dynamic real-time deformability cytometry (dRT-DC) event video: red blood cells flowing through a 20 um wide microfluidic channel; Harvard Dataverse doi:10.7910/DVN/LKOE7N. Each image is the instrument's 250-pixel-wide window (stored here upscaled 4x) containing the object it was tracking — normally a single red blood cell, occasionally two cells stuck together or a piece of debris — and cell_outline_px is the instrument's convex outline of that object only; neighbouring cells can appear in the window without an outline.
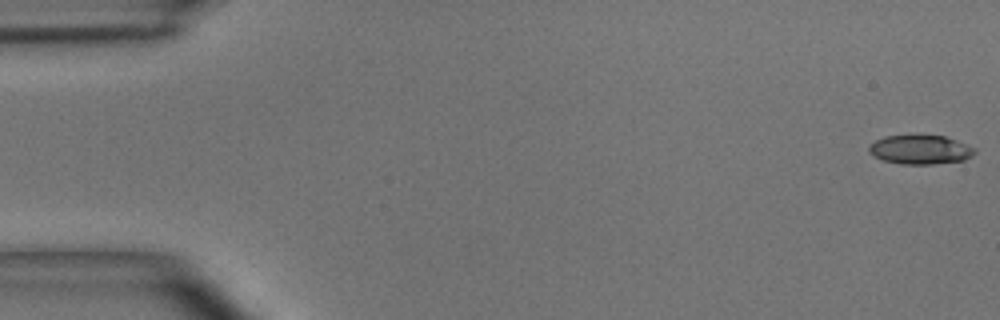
{"species": "common noctule bat (a hibernating species)", "species_latin": "Nyctalus noctula", "temperature_condition": "room temperature", "stored_images_in_passage": 4, "camera_frame_rate_fps": 3000, "um_per_image_px": 0.085, "animal": {"sex": "male", "body_mass_g": 15.6}, "frame": {"image": 1, "passage_image": 1, "time_ms": 0.0, "image_size_px": [1000, 320], "cell_outline_px": [[976, 152], [972, 156], [964, 160], [932, 164], [900, 164], [884, 160], [868, 152], [868, 144], [884, 136], [916, 132], [944, 136], [956, 140], [976, 148]], "centroid_in_image_um": [78.21, 12.66], "position_along_channel_um": 6.8, "area_um2": 18.67}}
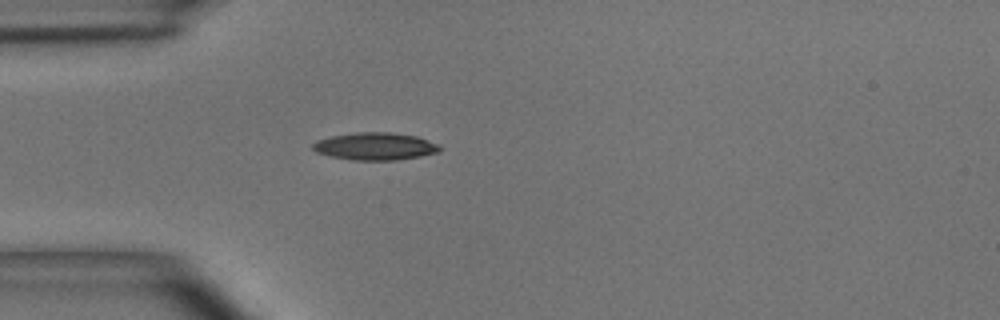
{"frame": {"image": 2, "passage_image": 4, "time_ms": 1.0, "image_size_px": [1000, 320], "cell_outline_px": [[440, 152], [420, 156], [396, 160], [352, 160], [328, 156], [316, 152], [312, 148], [312, 144], [316, 140], [332, 136], [356, 132], [392, 132], [416, 136], [440, 144]], "centroid_in_image_um": [31.88, 12.43], "position_along_channel_um": 53.1, "area_um2": 20.46}}